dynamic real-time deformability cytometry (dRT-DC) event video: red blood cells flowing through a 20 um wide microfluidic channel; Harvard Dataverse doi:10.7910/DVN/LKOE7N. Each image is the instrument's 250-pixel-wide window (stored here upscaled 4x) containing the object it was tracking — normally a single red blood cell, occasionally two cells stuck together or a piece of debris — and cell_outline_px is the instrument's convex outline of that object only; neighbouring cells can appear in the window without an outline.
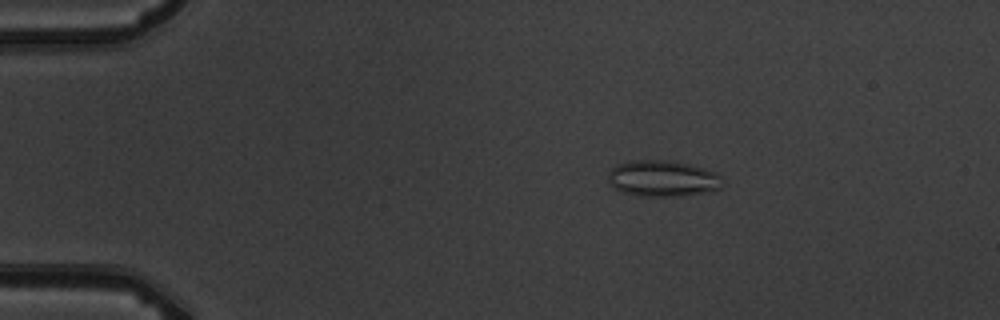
{"species": "common noctule bat (a hibernating species)", "species_latin": "Nyctalus noctula", "temperature_condition": "warm", "stored_images_in_passage": 4, "camera_frame_rate_fps": 3000, "um_per_image_px": 0.085, "animal": {"sex": "male", "body_mass_g": 19.5, "forearm_length_mm": 54.6}, "frame": {"image": 1, "passage_image": 2, "time_ms": 1.0, "image_size_px": [1000, 320], "cell_outline_px": [[724, 184], [720, 188], [704, 192], [680, 196], [636, 196], [620, 192], [608, 180], [608, 172], [612, 168], [620, 164], [632, 160], [672, 160], [704, 168], [716, 172], [720, 176]], "centroid_in_image_um": [56.33, 15.17], "position_along_channel_um": 28.7, "area_um2": 24.16}}